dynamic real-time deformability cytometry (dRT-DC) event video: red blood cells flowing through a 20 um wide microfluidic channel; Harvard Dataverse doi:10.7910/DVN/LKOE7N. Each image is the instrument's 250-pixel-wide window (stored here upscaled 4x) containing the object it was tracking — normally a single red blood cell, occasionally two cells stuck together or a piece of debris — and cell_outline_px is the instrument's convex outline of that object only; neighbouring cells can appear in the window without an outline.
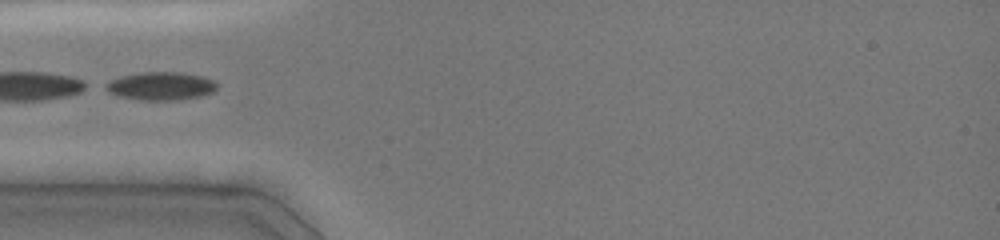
{"species": "common noctule bat (a hibernating species)", "species_latin": "Nyctalus noctula", "temperature_condition": "cold", "stored_images_in_passage": 35, "camera_frame_rate_fps": 3000, "um_per_image_px": 0.085, "animal": {"sex": "female", "body_mass_g": 19.0, "forearm_length_mm": 51.5}, "frame": {"image": 1, "passage_image": 11, "time_ms": 4.333, "image_size_px": [1000, 240], "cell_outline_px": [[216, 88], [212, 92], [200, 96], [180, 100], [140, 100], [120, 96], [108, 92], [100, 88], [104, 84], [120, 76], [140, 72], [180, 72], [204, 76], [212, 80], [216, 84]], "centroid_in_image_um": [13.62, 7.31], "position_along_channel_um": 71.4, "area_um2": 18.38}}
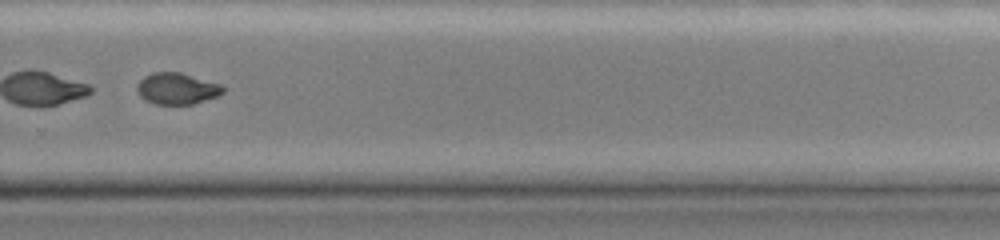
{"frame": {"image": 2, "passage_image": 33, "time_ms": 10.333, "image_size_px": [1000, 240], "cell_outline_px": [[224, 92], [216, 96], [192, 104], [156, 104], [144, 100], [136, 92], [136, 84], [144, 76], [152, 72], [180, 72], [220, 84], [224, 88]], "centroid_in_image_um": [14.98, 7.52], "position_along_channel_um": 314.8, "area_um2": 15.72}}